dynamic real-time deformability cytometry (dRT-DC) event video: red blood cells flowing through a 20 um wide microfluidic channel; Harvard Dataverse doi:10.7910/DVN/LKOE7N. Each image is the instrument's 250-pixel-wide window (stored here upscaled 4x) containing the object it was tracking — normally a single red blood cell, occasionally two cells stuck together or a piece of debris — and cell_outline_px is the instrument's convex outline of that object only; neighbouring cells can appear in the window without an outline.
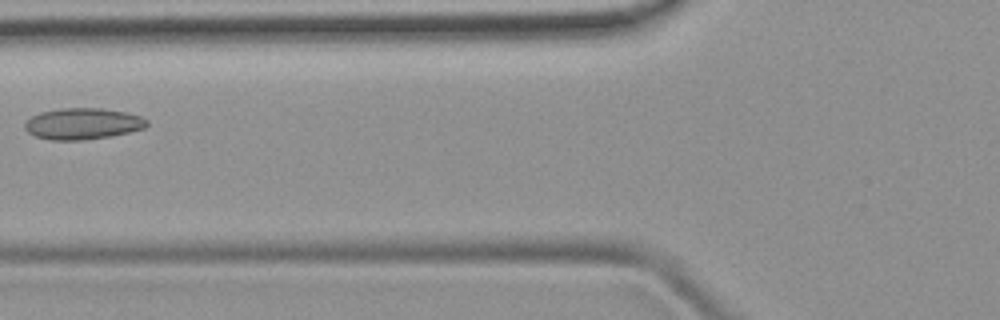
{"species": "common noctule bat (a hibernating species)", "species_latin": "Nyctalus noctula", "temperature_condition": "room temperature", "stored_images_in_passage": 5, "camera_frame_rate_fps": 3000, "um_per_image_px": 0.085, "animal": {"sex": "female", "body_mass_g": 19.9}, "frame": {"image": 1, "passage_image": 5, "time_ms": 4.333, "image_size_px": [1000, 320], "cell_outline_px": [[148, 124], [144, 128], [112, 136], [84, 140], [52, 140], [36, 136], [28, 132], [24, 128], [24, 124], [32, 116], [40, 112], [60, 108], [100, 108], [124, 112], [140, 116], [148, 120]], "centroid_in_image_um": [7.03, 10.52], "position_along_channel_um": 118.8, "area_um2": 22.2}}